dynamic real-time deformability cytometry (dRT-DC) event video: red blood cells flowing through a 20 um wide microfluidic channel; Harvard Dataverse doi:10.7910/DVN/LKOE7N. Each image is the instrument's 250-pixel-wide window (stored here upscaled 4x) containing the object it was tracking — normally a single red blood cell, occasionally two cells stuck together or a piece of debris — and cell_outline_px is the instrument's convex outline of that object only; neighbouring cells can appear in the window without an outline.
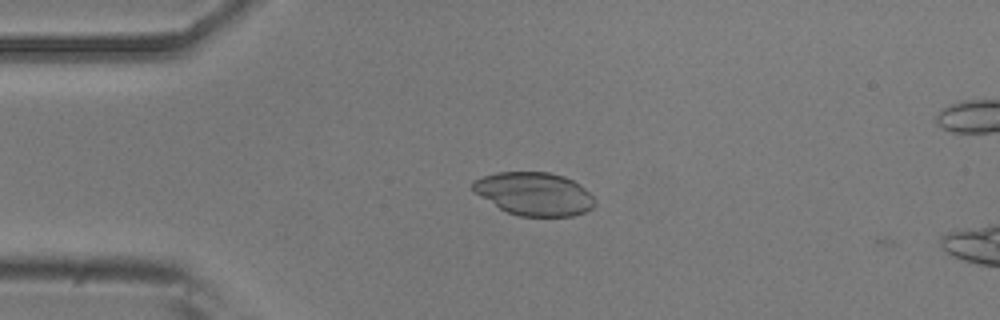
{"species": "common noctule bat (a hibernating species)", "species_latin": "Nyctalus noctula", "temperature_condition": "room temperature", "stored_images_in_passage": 6, "camera_frame_rate_fps": 3000, "um_per_image_px": 0.085, "animal": {"sex": "male", "body_mass_g": 20.5, "forearm_length_mm": 52.5}, "frame": {"image": 1, "passage_image": 5, "time_ms": 1.333, "image_size_px": [1000, 320], "cell_outline_px": [[596, 204], [592, 208], [584, 212], [572, 216], [520, 216], [508, 212], [500, 208], [480, 196], [472, 188], [472, 184], [476, 180], [484, 176], [496, 172], [548, 172], [564, 176], [580, 184], [596, 200]], "centroid_in_image_um": [45.44, 16.47], "position_along_channel_um": 39.6, "area_um2": 30.4}}